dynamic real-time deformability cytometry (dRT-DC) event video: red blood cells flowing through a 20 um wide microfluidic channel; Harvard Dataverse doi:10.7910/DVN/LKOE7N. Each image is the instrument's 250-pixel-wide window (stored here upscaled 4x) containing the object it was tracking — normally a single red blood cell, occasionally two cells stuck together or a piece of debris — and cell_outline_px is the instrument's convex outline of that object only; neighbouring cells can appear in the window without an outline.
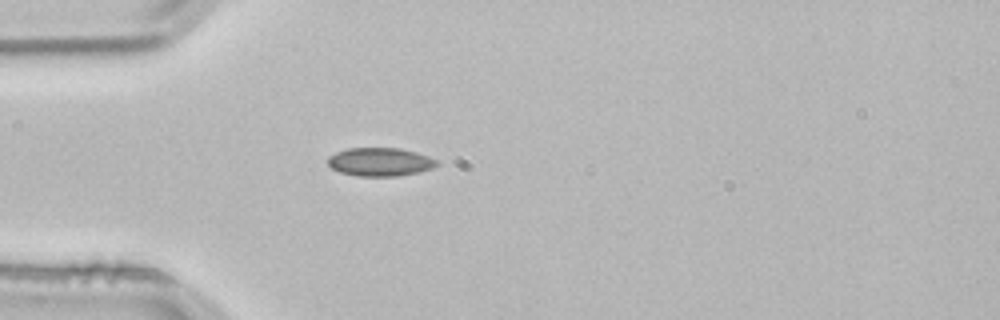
{"species": "common noctule bat (a hibernating species)", "species_latin": "Nyctalus noctula", "temperature_condition": "room temperature", "stored_images_in_passage": 2, "camera_frame_rate_fps": 3000, "um_per_image_px": 0.085, "animal": {"sex": "male", "body_mass_g": 21.5, "forearm_length_mm": 52.0}, "frame": {"image": 1, "passage_image": 2, "time_ms": 0.333, "image_size_px": [1000, 320], "cell_outline_px": [[440, 164], [432, 168], [416, 172], [396, 176], [356, 176], [340, 172], [332, 168], [328, 164], [328, 156], [336, 152], [348, 148], [400, 148], [416, 152], [428, 156], [436, 160]], "centroid_in_image_um": [32.29, 13.76], "position_along_channel_um": 52.7, "area_um2": 17.98}}